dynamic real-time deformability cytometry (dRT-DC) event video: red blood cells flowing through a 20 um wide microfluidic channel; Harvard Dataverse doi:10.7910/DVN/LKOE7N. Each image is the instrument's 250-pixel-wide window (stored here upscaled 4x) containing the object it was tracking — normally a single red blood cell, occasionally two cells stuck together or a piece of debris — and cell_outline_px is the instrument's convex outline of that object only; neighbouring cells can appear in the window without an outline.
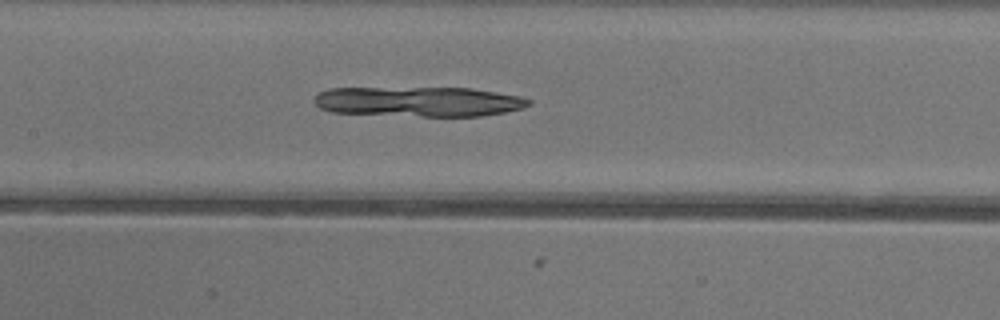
{"species": "common noctule bat (a hibernating species)", "species_latin": "Nyctalus noctula", "temperature_condition": "warm", "stored_images_in_passage": 50, "camera_frame_rate_fps": 3000, "um_per_image_px": 0.085, "animal": {"sex": "female"}, "frame": {"image": 1, "passage_image": 23, "time_ms": 7.333, "image_size_px": [1000, 320], "cell_outline_px": [[532, 104], [524, 108], [484, 116], [420, 116], [332, 112], [320, 108], [312, 100], [320, 92], [328, 88], [472, 88], [520, 96], [532, 100]], "centroid_in_image_um": [35.63, 8.63], "position_along_channel_um": 171.8, "area_um2": 37.45}}